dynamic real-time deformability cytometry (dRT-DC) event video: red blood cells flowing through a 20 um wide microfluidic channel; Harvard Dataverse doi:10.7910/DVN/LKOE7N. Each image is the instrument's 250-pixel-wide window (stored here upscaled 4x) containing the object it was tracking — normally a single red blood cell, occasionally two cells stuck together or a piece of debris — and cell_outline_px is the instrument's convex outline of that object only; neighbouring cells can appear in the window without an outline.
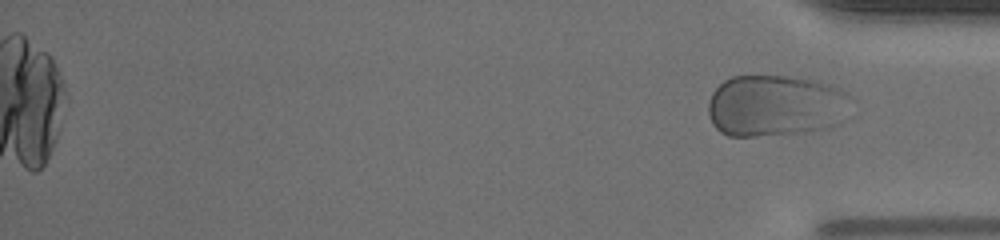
{"species": "human", "species_latin": "Homo sapiens", "temperature_condition": "warm", "stored_images_in_passage": 42, "camera_frame_rate_fps": 3000, "um_per_image_px": 0.085, "donor": {"sex": "male"}, "frame": {"image": 1, "passage_image": 42, "time_ms": 13.667, "image_size_px": [1000, 240], "cell_outline_px": [[844, 96], [820, 128], [800, 132], [756, 136], [728, 136], [720, 132], [712, 124], [708, 112], [708, 100], [712, 92], [724, 80], [732, 76], [784, 76], [808, 80], [840, 88], [844, 92]], "centroid_in_image_um": [65.53, 8.95], "position_along_channel_um": 369.7, "area_um2": 48.03}}